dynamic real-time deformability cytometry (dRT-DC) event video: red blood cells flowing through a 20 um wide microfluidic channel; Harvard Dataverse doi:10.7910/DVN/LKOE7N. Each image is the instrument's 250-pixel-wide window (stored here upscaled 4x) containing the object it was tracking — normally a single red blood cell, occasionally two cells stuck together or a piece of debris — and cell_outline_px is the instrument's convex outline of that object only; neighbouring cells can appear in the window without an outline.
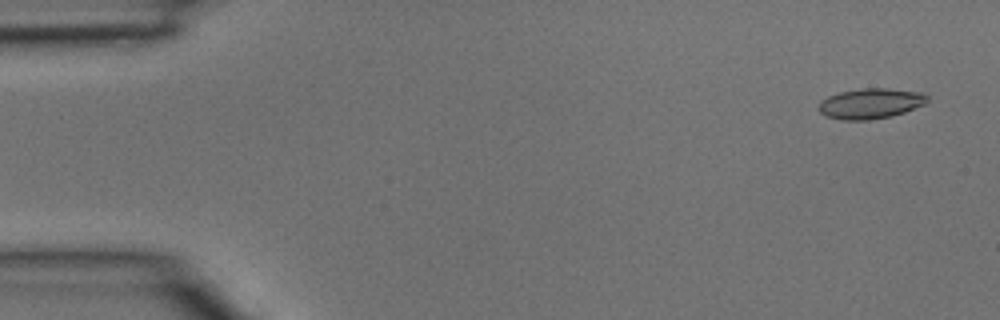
{"species": "common noctule bat (a hibernating species)", "species_latin": "Nyctalus noctula", "temperature_condition": "room temperature", "stored_images_in_passage": 38, "camera_frame_rate_fps": 3000, "um_per_image_px": 0.085, "animal": {"sex": "male", "body_mass_g": 15.6}, "frame": {"image": 1, "passage_image": 1, "time_ms": 0.0, "image_size_px": [1000, 320], "cell_outline_px": [[928, 100], [924, 104], [904, 112], [892, 116], [868, 120], [840, 120], [824, 116], [816, 108], [820, 100], [828, 96], [840, 92], [860, 88], [888, 88], [924, 92], [928, 96]], "centroid_in_image_um": [73.96, 8.79], "position_along_channel_um": 11.0, "area_um2": 19.54}}
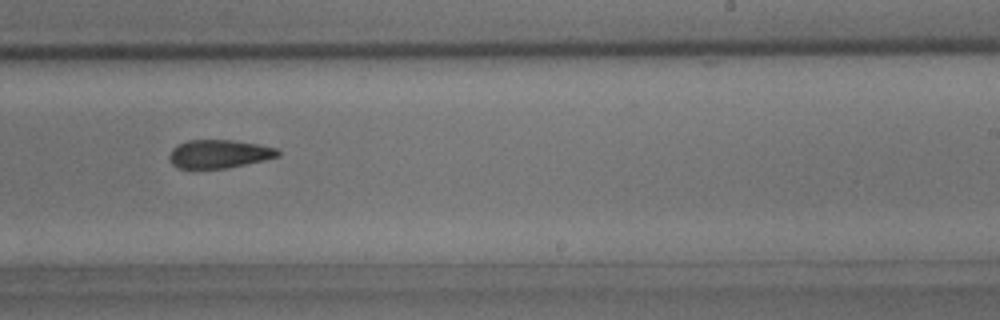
{"frame": {"image": 2, "passage_image": 23, "time_ms": 7.333, "image_size_px": [1000, 320], "cell_outline_px": [[280, 156], [264, 160], [228, 168], [176, 168], [168, 160], [168, 156], [172, 148], [188, 140], [232, 140], [256, 144], [276, 148], [280, 152]], "centroid_in_image_um": [18.59, 13.09], "position_along_channel_um": 270.4, "area_um2": 17.92}}
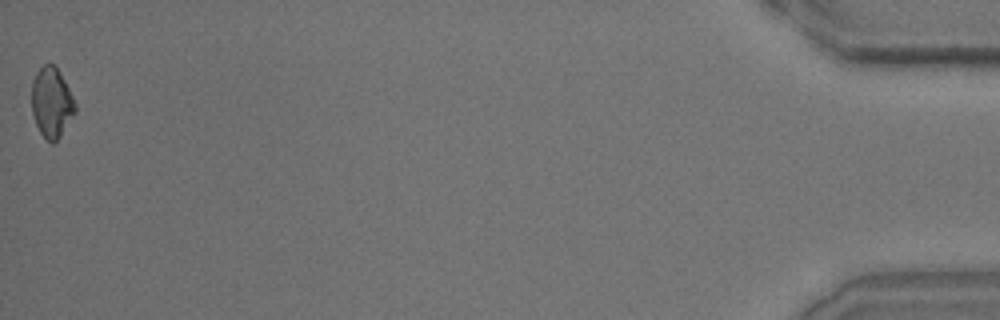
{"frame": {"image": 3, "passage_image": 38, "time_ms": 12.333, "image_size_px": [1000, 320], "cell_outline_px": [[76, 112], [60, 136], [52, 144], [40, 132], [36, 124], [32, 112], [32, 80], [36, 72], [44, 64], [56, 64], [76, 104]], "centroid_in_image_um": [4.38, 8.69], "position_along_channel_um": 430.8, "area_um2": 17.69}}